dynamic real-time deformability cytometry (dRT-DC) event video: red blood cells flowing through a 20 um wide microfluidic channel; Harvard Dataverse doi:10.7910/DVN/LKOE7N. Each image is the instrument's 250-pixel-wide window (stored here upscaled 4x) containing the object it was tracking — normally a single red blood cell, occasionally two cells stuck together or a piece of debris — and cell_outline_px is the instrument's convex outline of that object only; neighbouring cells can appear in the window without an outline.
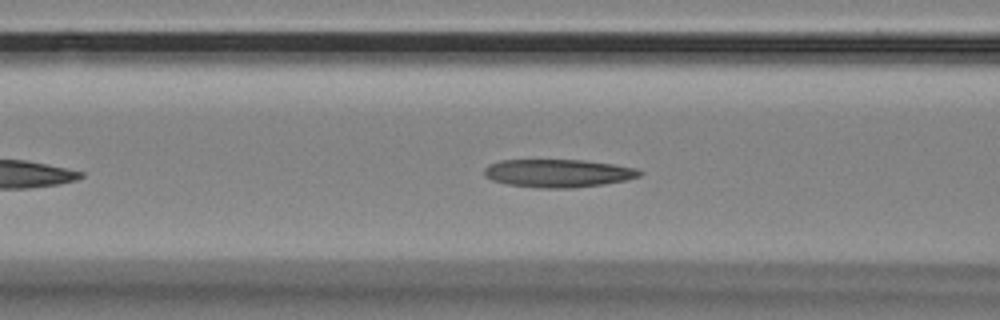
{"species": "Egyptian fruit bat (a non-hibernating species)", "species_latin": "Rousettus aegyptiacus", "temperature_condition": "room temperature", "stored_images_in_passage": 43, "camera_frame_rate_fps": 3000, "um_per_image_px": 0.085, "animal": {"sex": "female"}, "frame": {"image": 1, "passage_image": 12, "time_ms": 3.667, "image_size_px": [1000, 320], "cell_outline_px": [[644, 172], [640, 176], [628, 180], [604, 184], [572, 188], [536, 188], [508, 184], [492, 180], [484, 176], [484, 168], [488, 164], [500, 160], [584, 160], [612, 164], [636, 168]], "centroid_in_image_um": [47.44, 14.72], "position_along_channel_um": 119.2, "area_um2": 25.55}}
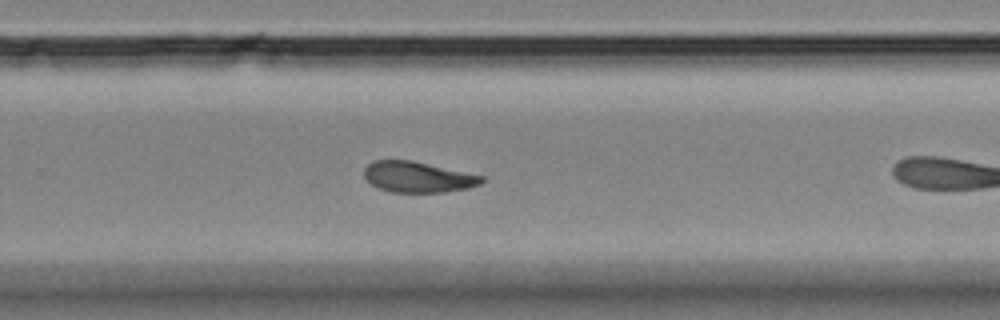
{"frame": {"image": 2, "passage_image": 23, "time_ms": 7.333, "image_size_px": [1000, 320], "cell_outline_px": [[484, 180], [480, 184], [468, 188], [444, 192], [392, 192], [380, 188], [372, 184], [364, 176], [364, 168], [368, 164], [376, 160], [408, 160], [484, 176]], "centroid_in_image_um": [35.51, 15.05], "position_along_channel_um": 294.3, "area_um2": 20.69}}
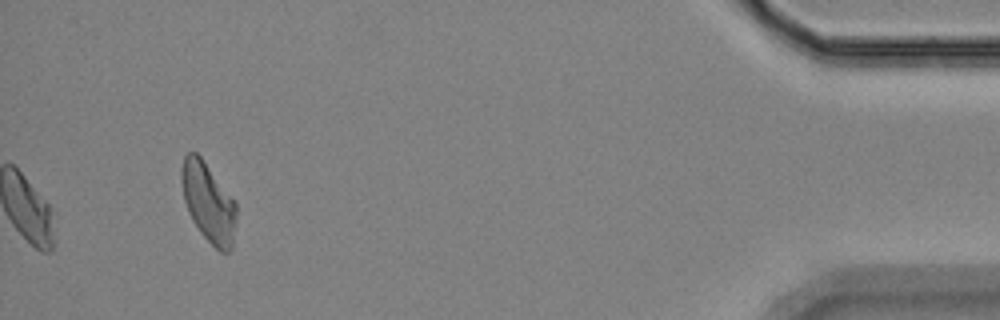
{"frame": {"image": 3, "passage_image": 43, "time_ms": 14.0, "image_size_px": [1000, 320], "cell_outline_px": [[236, 216], [232, 248], [228, 252], [220, 252], [200, 232], [192, 220], [188, 212], [184, 200], [180, 176], [180, 172], [184, 156], [188, 152], [196, 152], [200, 156], [236, 204]], "centroid_in_image_um": [17.68, 17.22], "position_along_channel_um": 417.5, "area_um2": 24.91}, "authors_computed_cell_mechanics": {"area_um2": 21.7906, "velocity_mm_per_s": 3.553, "shape_relaxation_time_tau1_ms": 5.7059, "shape_relaxation_time_tau2_ms": 3.373, "deformation_change_tau1": 0.1994, "deformation_change_tau2": 0.0986}}